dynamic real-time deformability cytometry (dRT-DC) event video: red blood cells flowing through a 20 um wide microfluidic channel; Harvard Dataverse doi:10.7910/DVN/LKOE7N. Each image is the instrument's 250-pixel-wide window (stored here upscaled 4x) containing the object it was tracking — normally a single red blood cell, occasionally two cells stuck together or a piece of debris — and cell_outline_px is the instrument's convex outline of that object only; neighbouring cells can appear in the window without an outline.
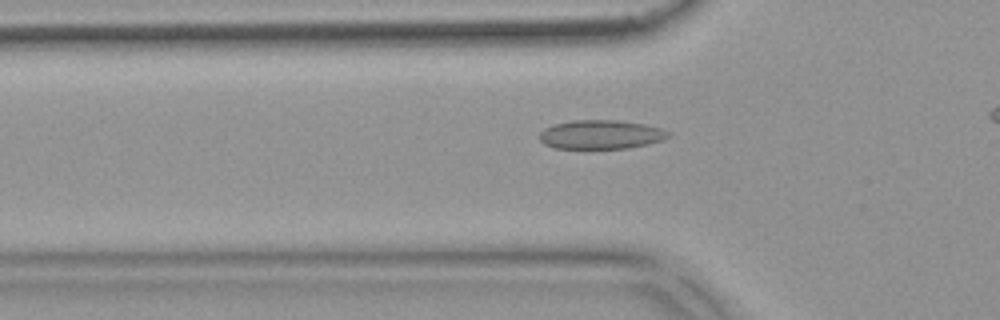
{"species": "common noctule bat (a hibernating species)", "species_latin": "Nyctalus noctula", "temperature_condition": "warm", "stored_images_in_passage": 39, "camera_frame_rate_fps": 3000, "um_per_image_px": 0.085, "animal": {"sex": "female", "body_mass_g": 18.4}, "frame": {"image": 1, "passage_image": 11, "time_ms": 3.333, "image_size_px": [1000, 320], "cell_outline_px": [[672, 132], [664, 140], [648, 144], [628, 148], [552, 148], [544, 144], [540, 140], [540, 132], [544, 128], [556, 124], [572, 120], [616, 120], [644, 124], [660, 128]], "centroid_in_image_um": [51.08, 11.44], "position_along_channel_um": 74.7, "area_um2": 21.73}}
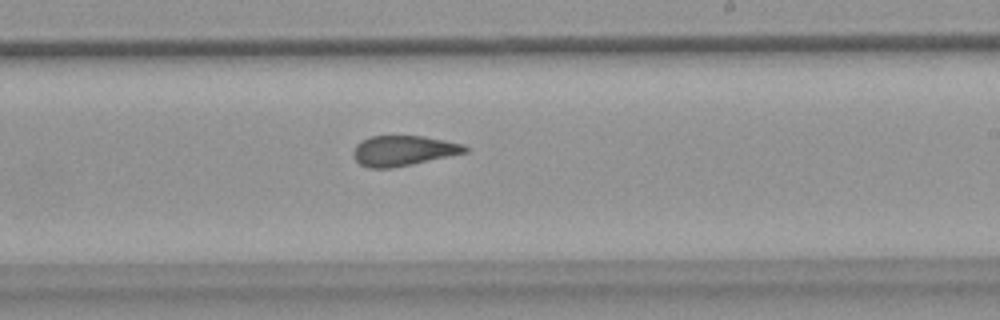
{"frame": {"image": 2, "passage_image": 25, "time_ms": 8.0, "image_size_px": [1000, 320], "cell_outline_px": [[468, 152], [412, 164], [388, 168], [368, 168], [360, 164], [356, 160], [352, 152], [356, 144], [372, 136], [424, 136], [464, 144], [468, 148]], "centroid_in_image_um": [34.29, 12.81], "position_along_channel_um": 254.7, "area_um2": 19.54}}
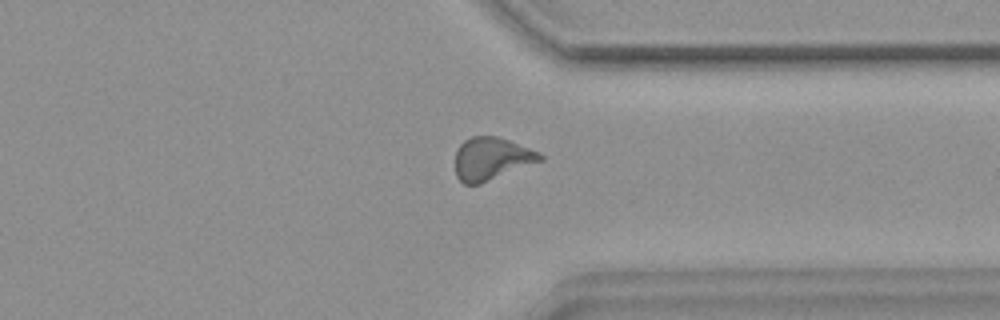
{"frame": {"image": 3, "passage_image": 34, "time_ms": 11.0, "image_size_px": [1000, 320], "cell_outline_px": [[544, 160], [480, 184], [464, 184], [456, 176], [456, 152], [460, 144], [464, 140], [472, 136], [496, 136], [508, 140], [540, 152], [544, 156]], "centroid_in_image_um": [41.79, 13.49], "position_along_channel_um": 369.6, "area_um2": 21.1}}